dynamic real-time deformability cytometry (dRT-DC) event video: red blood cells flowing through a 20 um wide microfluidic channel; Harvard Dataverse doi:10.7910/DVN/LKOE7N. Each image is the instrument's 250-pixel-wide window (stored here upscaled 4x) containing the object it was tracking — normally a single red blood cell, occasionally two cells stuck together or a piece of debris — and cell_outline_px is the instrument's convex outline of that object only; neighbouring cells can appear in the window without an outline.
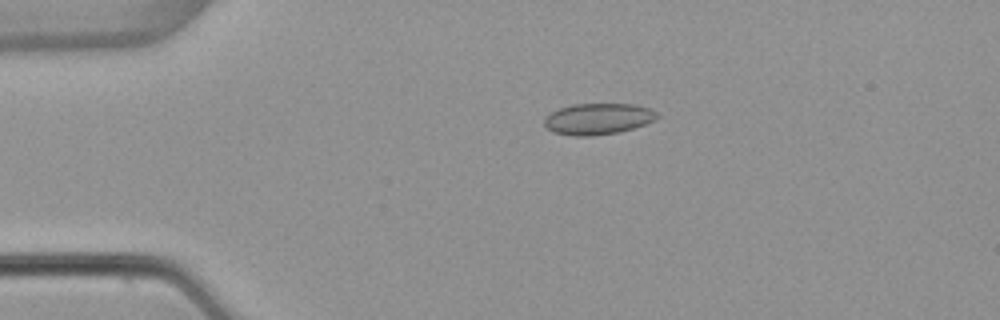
{"species": "common noctule bat (a hibernating species)", "species_latin": "Nyctalus noctula", "temperature_condition": "warm", "stored_images_in_passage": 43, "camera_frame_rate_fps": 3000, "um_per_image_px": 0.085, "animal": {"sex": "female", "body_mass_g": 22.7, "forearm_length_mm": 54.2}, "frame": {"image": 1, "passage_image": 2, "time_ms": 0.333, "image_size_px": [1000, 320], "cell_outline_px": [[660, 116], [644, 124], [632, 128], [616, 132], [592, 136], [572, 136], [552, 132], [544, 124], [544, 120], [552, 112], [560, 108], [572, 104], [632, 104], [648, 108], [656, 112]], "centroid_in_image_um": [50.8, 10.1], "position_along_channel_um": 34.2, "area_um2": 20.23}}
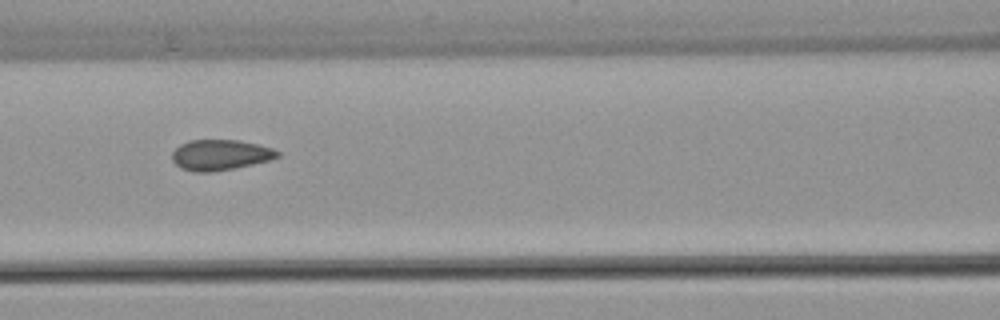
{"frame": {"image": 2, "passage_image": 14, "time_ms": 4.333, "image_size_px": [1000, 320], "cell_outline_px": [[280, 156], [268, 160], [252, 164], [212, 172], [192, 172], [180, 168], [172, 160], [172, 152], [180, 144], [188, 140], [240, 140], [272, 148], [280, 152]], "centroid_in_image_um": [18.68, 13.16], "position_along_channel_um": 147.9, "area_um2": 18.73}}
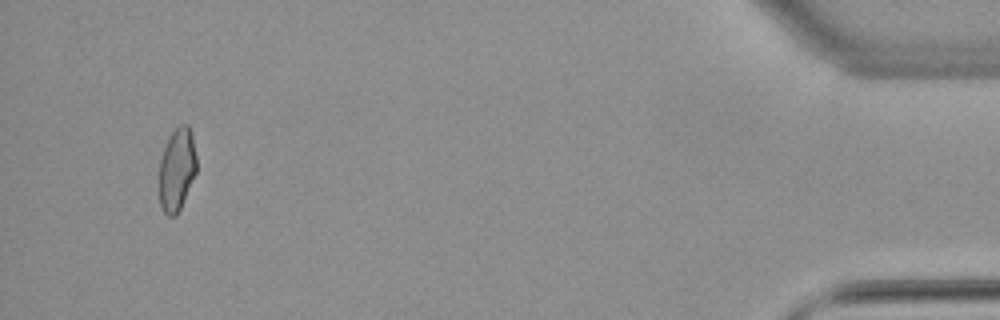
{"frame": {"image": 3, "passage_image": 41, "time_ms": 13.333, "image_size_px": [1000, 320], "cell_outline_px": [[196, 172], [180, 208], [176, 216], [168, 216], [164, 212], [160, 204], [160, 160], [168, 136], [180, 124], [188, 124], [192, 132], [196, 156]], "centroid_in_image_um": [15.04, 14.37], "position_along_channel_um": 420.2, "area_um2": 17.92}}